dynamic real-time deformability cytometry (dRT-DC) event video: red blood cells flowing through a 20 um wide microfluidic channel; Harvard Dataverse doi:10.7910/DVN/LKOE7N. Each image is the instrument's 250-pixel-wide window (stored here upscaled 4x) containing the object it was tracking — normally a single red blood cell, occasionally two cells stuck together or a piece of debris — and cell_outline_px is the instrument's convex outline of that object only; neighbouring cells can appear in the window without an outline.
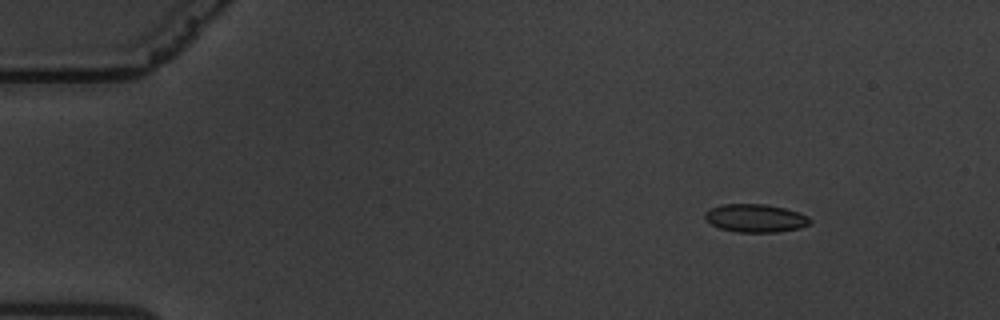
{"species": "common noctule bat (a hibernating species)", "species_latin": "Nyctalus noctula", "temperature_condition": "warm", "stored_images_in_passage": 55, "camera_frame_rate_fps": 3000, "um_per_image_px": 0.085, "animal": {"sex": "male", "body_mass_g": 19.5, "forearm_length_mm": 54.6}, "frame": {"image": 1, "passage_image": 2, "time_ms": 0.333, "image_size_px": [1000, 320], "cell_outline_px": [[812, 220], [808, 224], [800, 228], [776, 232], [736, 232], [720, 228], [712, 224], [704, 216], [704, 212], [720, 204], [764, 204], [784, 208], [808, 216]], "centroid_in_image_um": [64.2, 18.54], "position_along_channel_um": 20.8, "area_um2": 17.05}}
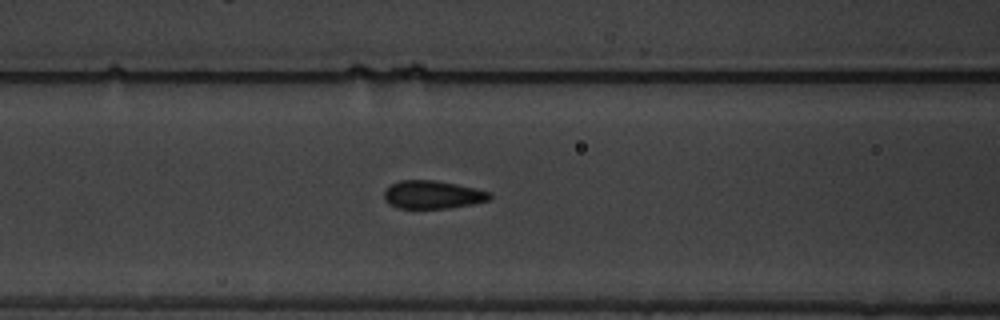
{"frame": {"image": 2, "passage_image": 20, "time_ms": 6.333, "image_size_px": [1000, 320], "cell_outline_px": [[492, 196], [488, 200], [472, 204], [448, 208], [396, 208], [388, 204], [384, 200], [384, 192], [392, 184], [400, 180], [436, 180], [476, 188], [492, 192]], "centroid_in_image_um": [36.77, 16.55], "position_along_channel_um": 129.8, "area_um2": 17.34}}
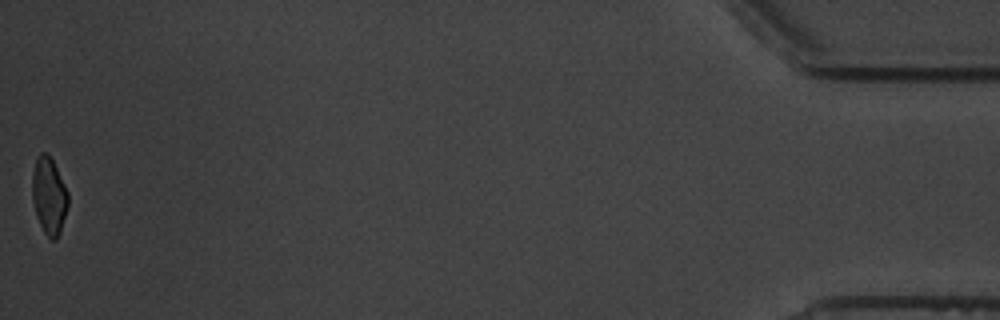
{"frame": {"image": 3, "passage_image": 55, "time_ms": 18.0, "image_size_px": [1000, 320], "cell_outline_px": [[68, 204], [60, 232], [56, 240], [52, 240], [44, 232], [36, 216], [32, 200], [32, 172], [36, 160], [40, 152], [48, 152], [68, 192]], "centroid_in_image_um": [4.15, 16.64], "position_along_channel_um": 431.1, "area_um2": 16.01}, "authors_computed_cell_mechanics": {"area_um2": 17.3978, "velocity_mm_per_s": 3.3741, "shape_relaxation_time_tau1_ms": 3.3955, "shape_relaxation_time_tau2_ms": null, "deformation_change_tau1": 0.1346, "deformation_change_tau2": null}}